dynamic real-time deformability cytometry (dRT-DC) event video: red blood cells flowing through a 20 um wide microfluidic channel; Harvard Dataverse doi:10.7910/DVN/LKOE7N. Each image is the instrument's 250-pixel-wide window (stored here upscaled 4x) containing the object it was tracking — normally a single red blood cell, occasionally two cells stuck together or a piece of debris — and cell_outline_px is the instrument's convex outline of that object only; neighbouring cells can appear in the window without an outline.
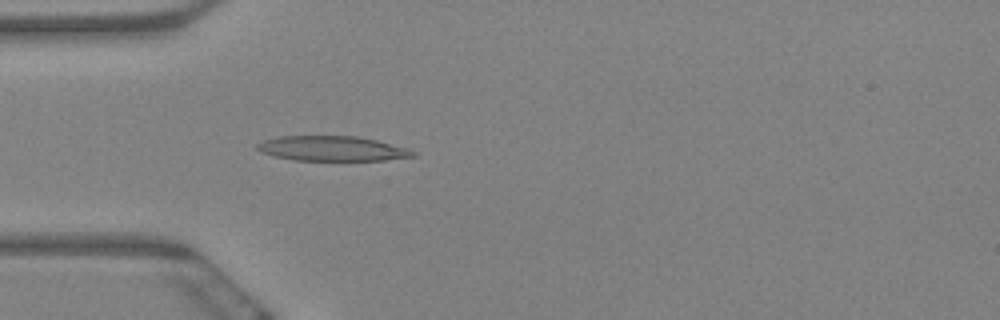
{"species": "Egyptian fruit bat (a non-hibernating species)", "species_latin": "Rousettus aegyptiacus", "temperature_condition": "warm", "stored_images_in_passage": 5, "camera_frame_rate_fps": 3000, "um_per_image_px": 0.085, "animal": {"sex": "female"}, "frame": {"image": 1, "passage_image": 5, "time_ms": 1.333, "image_size_px": [1000, 320], "cell_outline_px": [[416, 156], [384, 160], [296, 160], [276, 156], [260, 152], [256, 148], [256, 144], [264, 140], [280, 136], [356, 136], [376, 140], [408, 148], [416, 152]], "centroid_in_image_um": [28.24, 12.62], "position_along_channel_um": 56.8, "area_um2": 22.48}}